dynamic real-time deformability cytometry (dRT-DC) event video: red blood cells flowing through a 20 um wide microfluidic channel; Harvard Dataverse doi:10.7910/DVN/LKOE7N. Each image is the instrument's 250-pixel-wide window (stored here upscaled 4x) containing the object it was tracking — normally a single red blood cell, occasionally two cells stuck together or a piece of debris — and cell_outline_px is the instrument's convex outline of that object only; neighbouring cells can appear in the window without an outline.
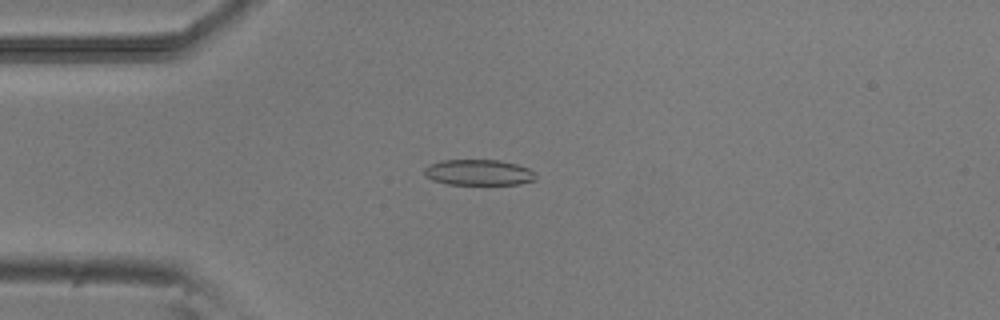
{"species": "common noctule bat (a hibernating species)", "species_latin": "Nyctalus noctula", "temperature_condition": "room temperature", "stored_images_in_passage": 45, "camera_frame_rate_fps": 3000, "um_per_image_px": 0.085, "animal": {"sex": "male", "body_mass_g": 20.5, "forearm_length_mm": 52.5}, "frame": {"image": 1, "passage_image": 6, "time_ms": 1.667, "image_size_px": [1000, 320], "cell_outline_px": [[536, 180], [520, 184], [448, 184], [432, 180], [424, 176], [424, 168], [428, 164], [440, 160], [500, 160], [516, 164], [528, 168], [536, 172]], "centroid_in_image_um": [40.67, 14.65], "position_along_channel_um": 44.3, "area_um2": 16.94}}
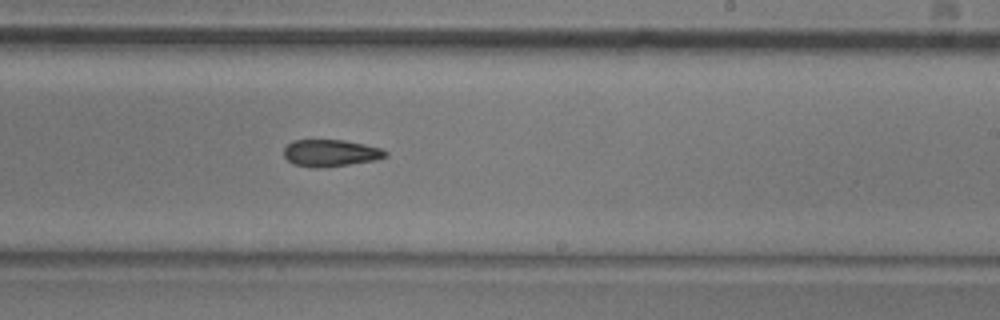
{"frame": {"image": 2, "passage_image": 24, "time_ms": 7.667, "image_size_px": [1000, 320], "cell_outline_px": [[388, 156], [376, 160], [324, 168], [312, 168], [292, 164], [284, 156], [284, 148], [292, 140], [344, 140], [364, 144], [380, 148], [388, 152]], "centroid_in_image_um": [28.09, 13.02], "position_along_channel_um": 260.9, "area_um2": 16.13}}
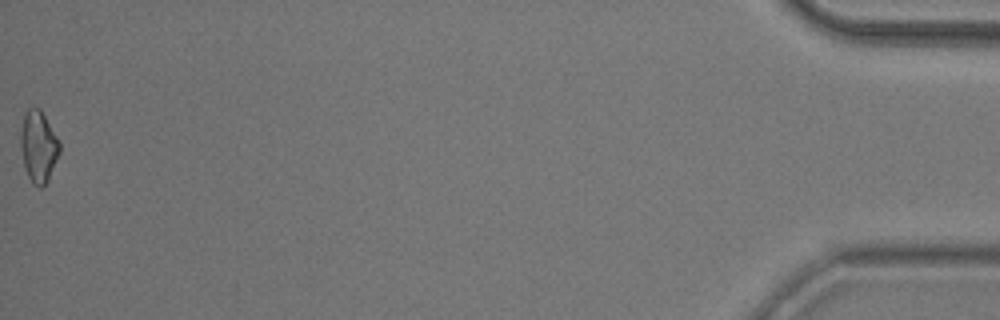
{"frame": {"image": 3, "passage_image": 45, "time_ms": 14.667, "image_size_px": [1000, 320], "cell_outline_px": [[60, 152], [48, 180], [40, 188], [32, 184], [24, 168], [20, 144], [20, 132], [24, 112], [28, 108], [40, 108], [56, 136], [60, 144]], "centroid_in_image_um": [3.25, 12.46], "position_along_channel_um": 432.0, "area_um2": 16.24}}